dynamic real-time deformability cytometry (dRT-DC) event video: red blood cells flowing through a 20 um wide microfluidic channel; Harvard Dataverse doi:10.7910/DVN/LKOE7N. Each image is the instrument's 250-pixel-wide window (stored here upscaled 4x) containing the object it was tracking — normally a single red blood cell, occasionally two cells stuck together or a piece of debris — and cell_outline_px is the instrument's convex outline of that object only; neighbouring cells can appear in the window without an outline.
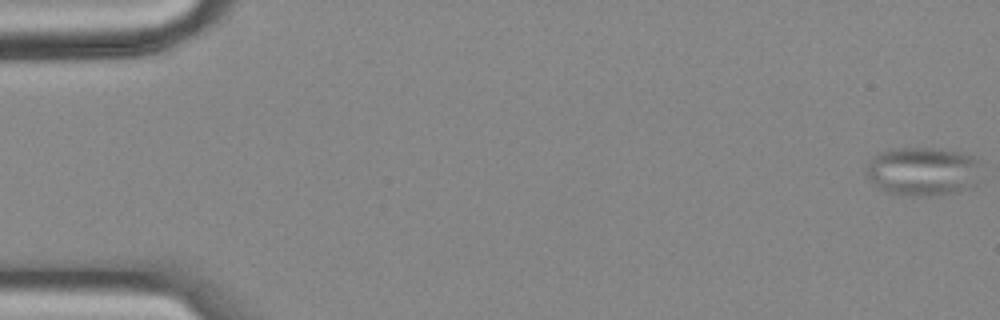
{"species": "common noctule bat (a hibernating species)", "species_latin": "Nyctalus noctula", "temperature_condition": "cold", "stored_images_in_passage": 57, "camera_frame_rate_fps": 3000, "um_per_image_px": 0.085, "animal": {"sex": "female", "body_mass_g": 18.4}, "frame": {"image": 1, "passage_image": 1, "time_ms": 0.0, "image_size_px": [1000, 320], "cell_outline_px": [[980, 160], [964, 188], [956, 192], [936, 196], [908, 196], [888, 192], [880, 188], [864, 176], [868, 164], [872, 156], [888, 148], [940, 148], [960, 152], [972, 156]], "centroid_in_image_um": [78.27, 14.54], "position_along_channel_um": 6.7, "area_um2": 31.96}}
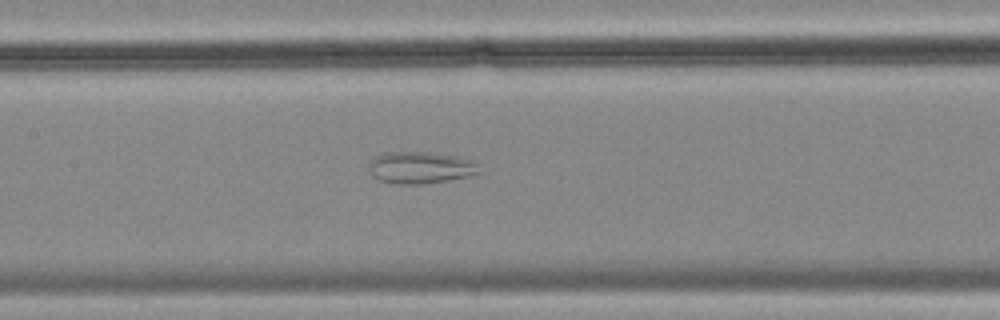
{"frame": {"image": 2, "passage_image": 27, "time_ms": 8.667, "image_size_px": [1000, 320], "cell_outline_px": [[480, 172], [468, 176], [448, 180], [424, 184], [396, 184], [380, 180], [372, 176], [368, 168], [368, 160], [376, 156], [388, 152], [424, 152], [456, 156], [472, 160], [476, 164]], "centroid_in_image_um": [35.68, 14.25], "position_along_channel_um": 171.7, "area_um2": 20.46}}
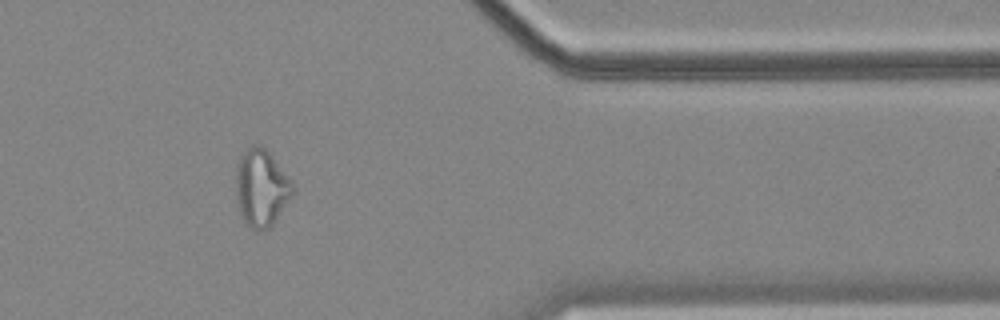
{"frame": {"image": 3, "passage_image": 47, "time_ms": 15.333, "image_size_px": [1000, 320], "cell_outline_px": [[296, 188], [292, 196], [272, 224], [268, 228], [252, 228], [244, 224], [236, 192], [236, 164], [244, 152], [252, 144], [260, 144], [268, 152], [292, 180]], "centroid_in_image_um": [22.23, 15.93], "position_along_channel_um": 389.2, "area_um2": 25.2}, "authors_computed_cell_mechanics": {"area_um2": 25.9522, "velocity_mm_per_s": 3.5605, "shape_relaxation_time_tau1_ms": null, "shape_relaxation_time_tau2_ms": 3.5909, "deformation_change_tau1": null, "deformation_change_tau2": 0.1091}}